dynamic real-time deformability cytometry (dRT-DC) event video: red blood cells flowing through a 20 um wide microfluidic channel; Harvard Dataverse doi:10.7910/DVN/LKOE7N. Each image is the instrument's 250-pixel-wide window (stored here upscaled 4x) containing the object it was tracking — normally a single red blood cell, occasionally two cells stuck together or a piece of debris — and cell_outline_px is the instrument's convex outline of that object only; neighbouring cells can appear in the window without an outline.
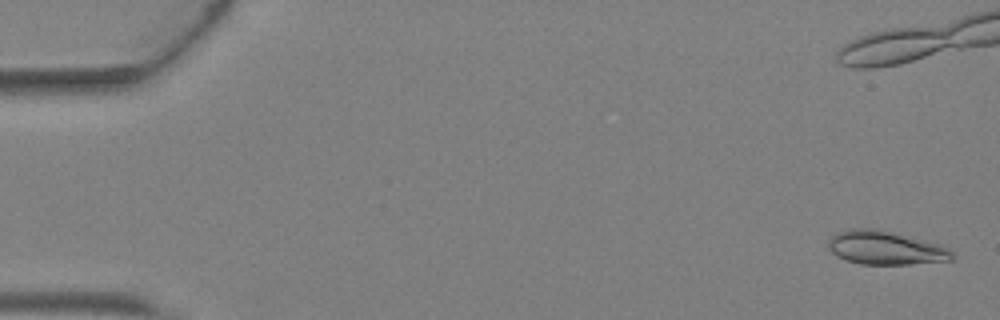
{"species": "Egyptian fruit bat (a non-hibernating species)", "species_latin": "Rousettus aegyptiacus", "temperature_condition": "warm", "stored_images_in_passage": 5, "camera_frame_rate_fps": 3000, "um_per_image_px": 0.085, "animal": {"sex": "female"}, "frame": {"image": 1, "passage_image": 1, "time_ms": 0.0, "image_size_px": [1000, 320], "cell_outline_px": [[956, 256], [952, 260], [908, 264], [860, 264], [836, 256], [828, 248], [828, 240], [836, 232], [848, 228], [876, 228], [940, 244], [948, 248]], "centroid_in_image_um": [75.25, 21.06], "position_along_channel_um": 9.8, "area_um2": 24.33}}